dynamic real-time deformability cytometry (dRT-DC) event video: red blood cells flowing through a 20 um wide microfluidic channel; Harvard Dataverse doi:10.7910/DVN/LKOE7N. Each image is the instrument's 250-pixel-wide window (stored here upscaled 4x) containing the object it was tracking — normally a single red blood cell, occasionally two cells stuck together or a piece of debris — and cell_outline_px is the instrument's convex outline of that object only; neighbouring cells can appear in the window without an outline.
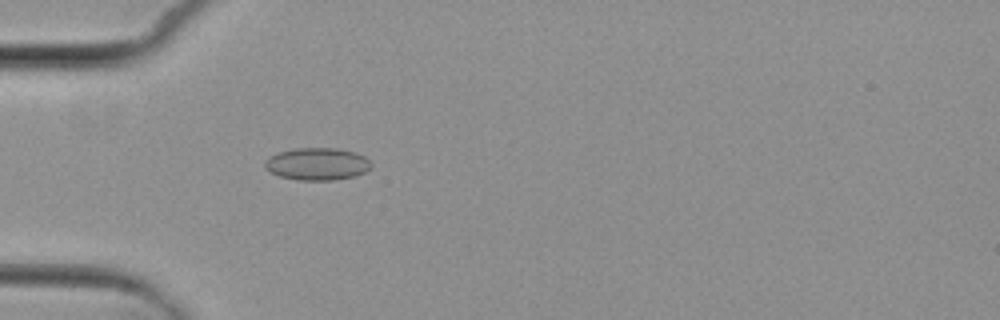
{"species": "common noctule bat (a hibernating species)", "species_latin": "Nyctalus noctula", "temperature_condition": "cold", "stored_images_in_passage": 4, "camera_frame_rate_fps": 3000, "um_per_image_px": 0.085, "animal": {"sex": "female", "body_mass_g": 29.2, "forearm_length_mm": 56.3}, "frame": {"image": 1, "passage_image": 4, "time_ms": 3.667, "image_size_px": [1000, 320], "cell_outline_px": [[372, 168], [356, 176], [332, 180], [300, 180], [280, 176], [264, 168], [264, 164], [268, 156], [280, 152], [296, 148], [336, 148], [352, 152], [364, 156], [372, 164]], "centroid_in_image_um": [26.97, 13.94], "position_along_channel_um": 58.0, "area_um2": 19.94}}